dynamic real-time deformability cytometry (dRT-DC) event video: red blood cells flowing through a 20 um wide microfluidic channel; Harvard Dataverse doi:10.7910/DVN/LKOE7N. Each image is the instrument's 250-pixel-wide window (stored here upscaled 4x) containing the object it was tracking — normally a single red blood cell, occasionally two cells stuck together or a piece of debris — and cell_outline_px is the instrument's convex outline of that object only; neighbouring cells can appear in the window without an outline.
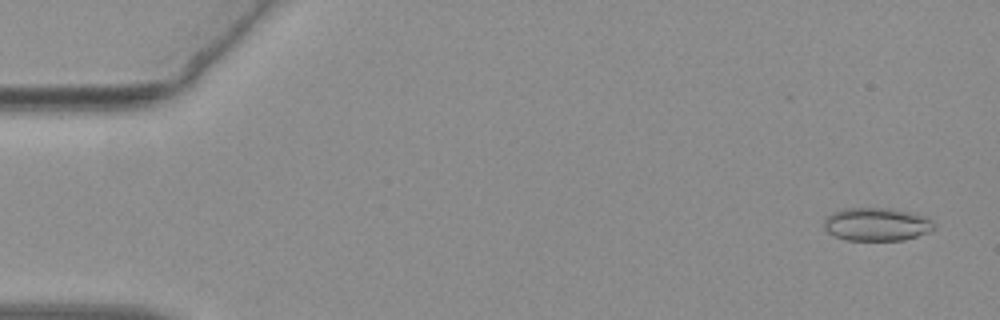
{"species": "common noctule bat (a hibernating species)", "species_latin": "Nyctalus noctula", "temperature_condition": "warm", "stored_images_in_passage": 55, "camera_frame_rate_fps": 3000, "um_per_image_px": 0.085, "animal": {"sex": "female", "body_mass_g": 19.3, "forearm_length_mm": 54.1}, "frame": {"image": 1, "passage_image": 3, "time_ms": 0.667, "image_size_px": [1000, 320], "cell_outline_px": [[936, 228], [932, 232], [904, 240], [844, 240], [828, 232], [824, 228], [824, 216], [832, 212], [844, 208], [892, 208], [912, 212], [924, 216], [932, 220]], "centroid_in_image_um": [74.54, 19.06], "position_along_channel_um": 10.5, "area_um2": 21.68}}
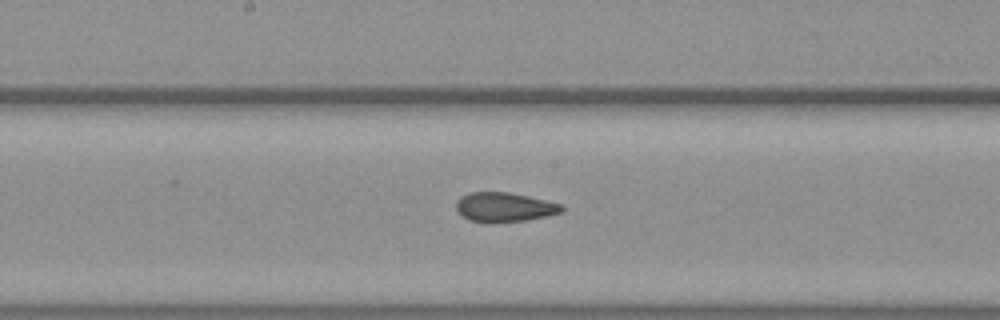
{"frame": {"image": 2, "passage_image": 29, "time_ms": 9.333, "image_size_px": [1000, 320], "cell_outline_px": [[564, 208], [560, 212], [544, 216], [524, 220], [492, 224], [468, 220], [456, 212], [456, 204], [460, 196], [472, 192], [508, 192], [528, 196], [564, 204]], "centroid_in_image_um": [42.83, 17.62], "position_along_channel_um": 205.4, "area_um2": 18.26}}
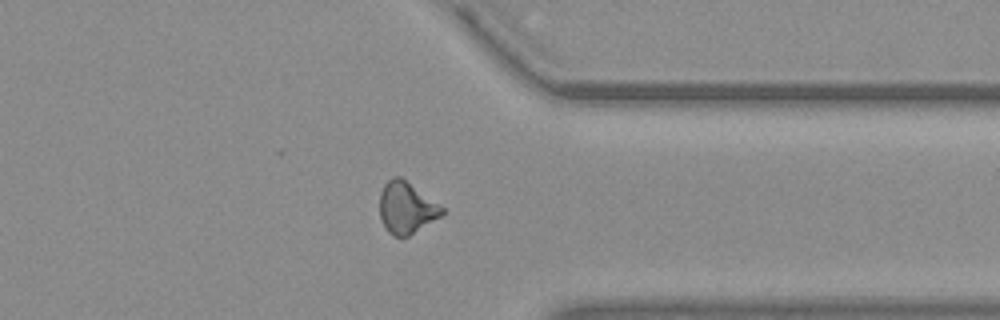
{"frame": {"image": 3, "passage_image": 43, "time_ms": 14.0, "image_size_px": [1000, 320], "cell_outline_px": [[444, 212], [440, 216], [408, 236], [392, 236], [384, 228], [380, 216], [380, 192], [384, 184], [392, 176], [400, 176], [444, 208]], "centroid_in_image_um": [34.5, 17.65], "position_along_channel_um": 376.9, "area_um2": 18.5}, "authors_computed_cell_mechanics": {"area_um2": 19.1318, "velocity_mm_per_s": 3.7904, "shape_relaxation_time_tau1_ms": 8.3236, "shape_relaxation_time_tau2_ms": 3.535, "deformation_change_tau1": 0.1315, "deformation_change_tau2": 0.0969}}